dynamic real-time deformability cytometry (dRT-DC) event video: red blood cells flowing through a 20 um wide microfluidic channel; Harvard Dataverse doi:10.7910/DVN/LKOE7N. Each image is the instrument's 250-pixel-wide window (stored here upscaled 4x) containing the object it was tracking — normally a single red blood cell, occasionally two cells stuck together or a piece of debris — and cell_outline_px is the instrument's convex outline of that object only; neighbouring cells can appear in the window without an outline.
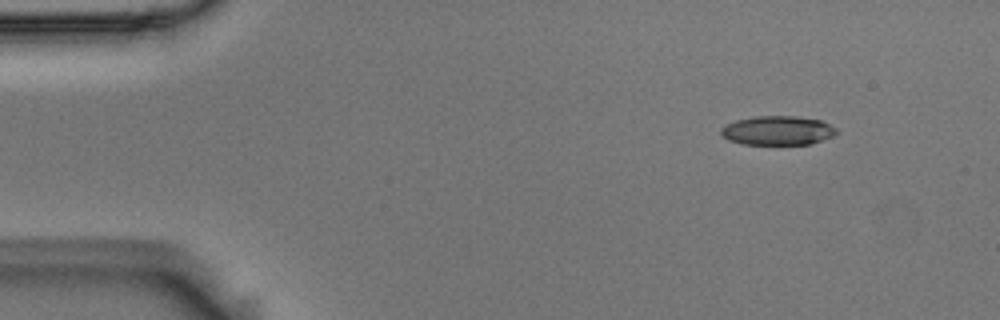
{"species": "Egyptian fruit bat (a non-hibernating species)", "species_latin": "Rousettus aegyptiacus", "temperature_condition": "room temperature", "stored_images_in_passage": 49, "camera_frame_rate_fps": 3000, "um_per_image_px": 0.085, "animal": {"sex": "male"}, "frame": {"image": 1, "passage_image": 1, "time_ms": 0.0, "image_size_px": [1000, 320], "cell_outline_px": [[836, 132], [832, 136], [808, 144], [740, 144], [728, 140], [720, 132], [720, 128], [736, 120], [752, 116], [796, 116], [820, 120], [836, 128]], "centroid_in_image_um": [66.05, 11.09], "position_along_channel_um": 18.9, "area_um2": 19.42}}
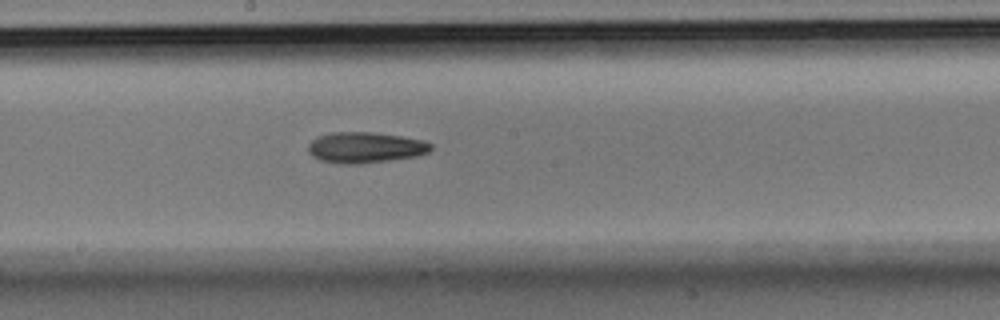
{"frame": {"image": 2, "passage_image": 24, "time_ms": 7.667, "image_size_px": [1000, 320], "cell_outline_px": [[432, 148], [428, 152], [416, 156], [392, 160], [360, 164], [336, 164], [320, 160], [312, 156], [308, 152], [308, 144], [316, 136], [332, 132], [372, 132], [400, 136], [424, 140], [432, 144]], "centroid_in_image_um": [31.02, 12.54], "position_along_channel_um": 217.2, "area_um2": 22.31}}
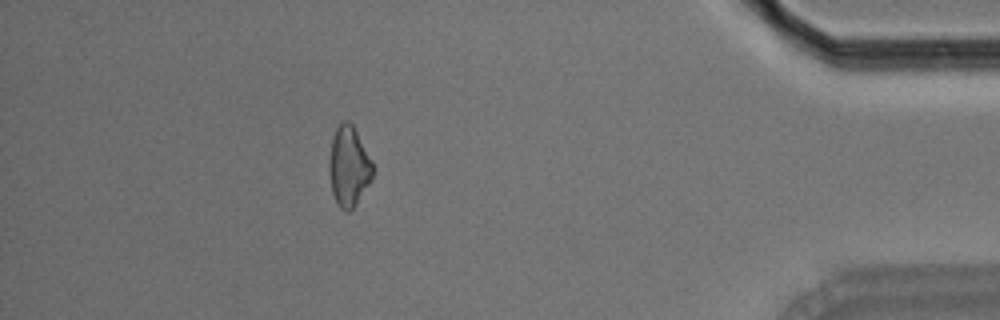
{"frame": {"image": 3, "passage_image": 43, "time_ms": 14.0, "image_size_px": [1000, 320], "cell_outline_px": [[372, 180], [356, 204], [348, 212], [340, 208], [336, 204], [332, 192], [328, 168], [328, 160], [332, 136], [336, 128], [344, 120], [348, 120], [352, 124], [372, 160]], "centroid_in_image_um": [29.62, 14.15], "position_along_channel_um": 405.6, "area_um2": 20.46}, "authors_computed_cell_mechanics": {"area_um2": 20.8658, "velocity_mm_per_s": 3.7233, "shape_relaxation_time_tau1_ms": 10.4532, "shape_relaxation_time_tau2_ms": null, "deformation_change_tau1": 0.1641, "deformation_change_tau2": null}}